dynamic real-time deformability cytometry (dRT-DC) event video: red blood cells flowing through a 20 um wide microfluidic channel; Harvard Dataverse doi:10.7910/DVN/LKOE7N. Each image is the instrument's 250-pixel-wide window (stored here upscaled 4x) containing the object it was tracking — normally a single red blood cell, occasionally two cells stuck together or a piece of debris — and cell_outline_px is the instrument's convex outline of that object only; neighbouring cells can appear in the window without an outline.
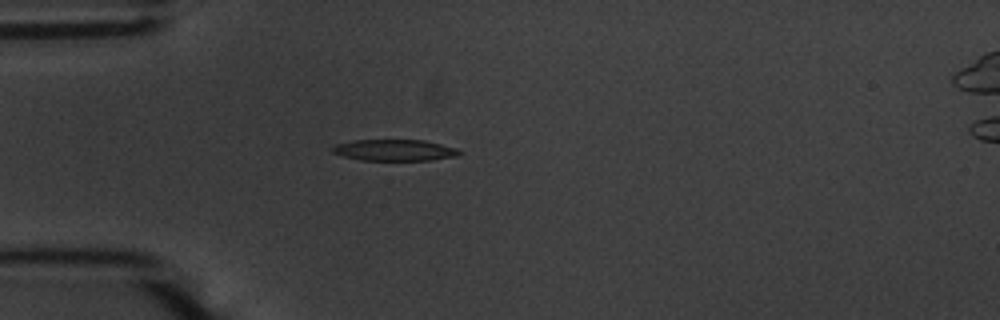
{"species": "common noctule bat (a hibernating species)", "species_latin": "Nyctalus noctula", "temperature_condition": "warm", "stored_images_in_passage": 40, "camera_frame_rate_fps": 3000, "um_per_image_px": 0.085, "animal": {"sex": "male", "body_mass_g": 20.1, "forearm_length_mm": 53.5}, "frame": {"image": 1, "passage_image": 1, "time_ms": 0.0, "image_size_px": [1000, 320], "cell_outline_px": [[460, 152], [456, 156], [432, 160], [360, 160], [344, 156], [332, 152], [332, 148], [336, 144], [352, 140], [424, 140], [456, 148]], "centroid_in_image_um": [33.51, 12.76], "position_along_channel_um": 51.5, "area_um2": 15.61}}
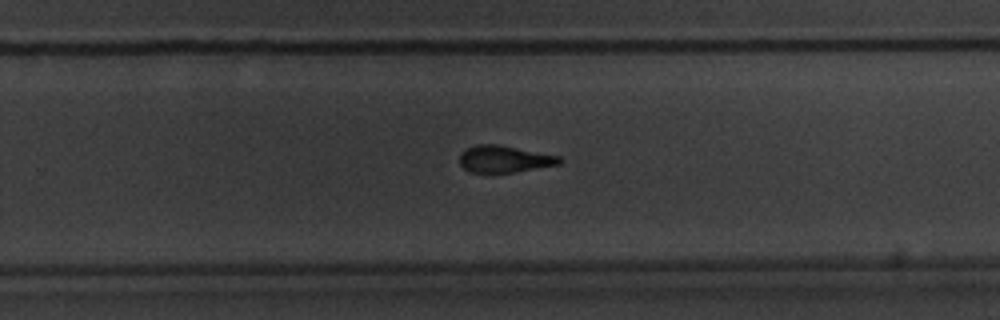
{"frame": {"image": 2, "passage_image": 21, "time_ms": 6.667, "image_size_px": [1000, 320], "cell_outline_px": [[564, 160], [560, 164], [512, 172], [468, 172], [460, 164], [460, 152], [476, 144], [496, 144], [560, 156]], "centroid_in_image_um": [42.86, 13.51], "position_along_channel_um": 286.9, "area_um2": 15.49}}
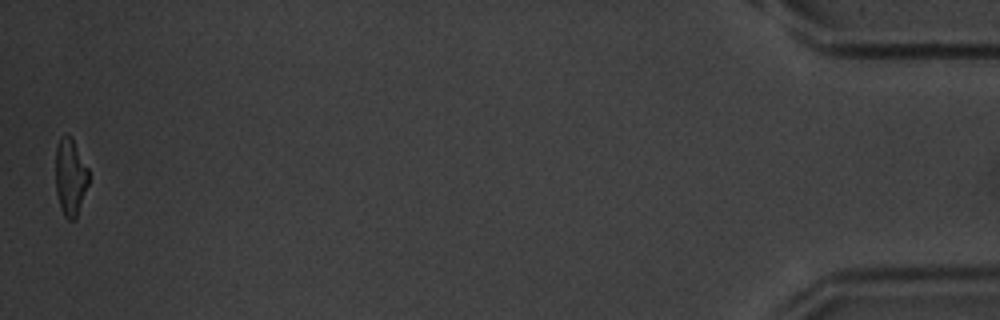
{"frame": {"image": 3, "passage_image": 40, "time_ms": 13.0, "image_size_px": [1000, 320], "cell_outline_px": [[88, 184], [76, 220], [68, 220], [64, 216], [60, 208], [56, 192], [56, 148], [60, 136], [72, 136], [88, 168]], "centroid_in_image_um": [5.98, 15.06], "position_along_channel_um": 429.2, "area_um2": 14.97}, "authors_computed_cell_mechanics": {"area_um2": 16.4152, "velocity_mm_per_s": 3.6804, "shape_relaxation_time_tau1_ms": 4.0941, "shape_relaxation_time_tau2_ms": 3.1706, "deformation_change_tau1": 0.1968, "deformation_change_tau2": 0.1293}}